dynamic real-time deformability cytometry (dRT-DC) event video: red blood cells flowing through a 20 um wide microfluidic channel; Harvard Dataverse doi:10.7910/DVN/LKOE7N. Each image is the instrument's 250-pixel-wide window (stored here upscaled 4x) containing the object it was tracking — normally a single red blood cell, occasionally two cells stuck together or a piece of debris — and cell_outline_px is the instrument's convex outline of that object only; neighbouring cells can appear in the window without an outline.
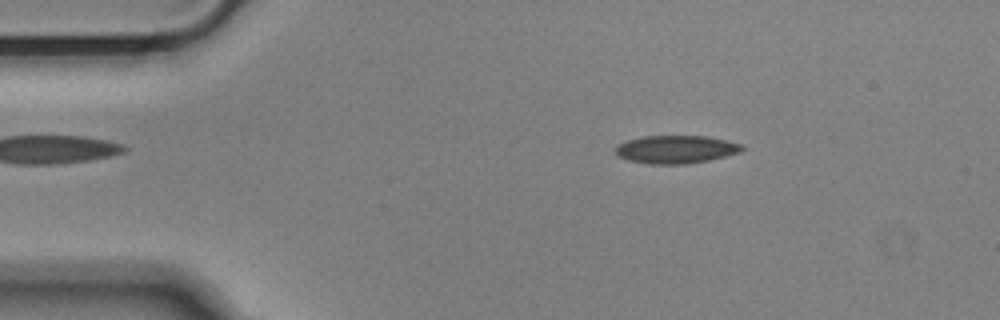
{"species": "Egyptian fruit bat (a non-hibernating species)", "species_latin": "Rousettus aegyptiacus", "temperature_condition": "cold", "stored_images_in_passage": 47, "camera_frame_rate_fps": 3000, "um_per_image_px": 0.085, "animal": {"sex": "male"}, "frame": {"image": 1, "passage_image": 2, "time_ms": 0.333, "image_size_px": [1000, 320], "cell_outline_px": [[744, 148], [740, 152], [708, 160], [688, 164], [648, 164], [628, 160], [616, 156], [616, 148], [620, 144], [628, 140], [644, 136], [704, 136], [744, 144]], "centroid_in_image_um": [57.45, 12.7], "position_along_channel_um": 27.5, "area_um2": 20.52}}
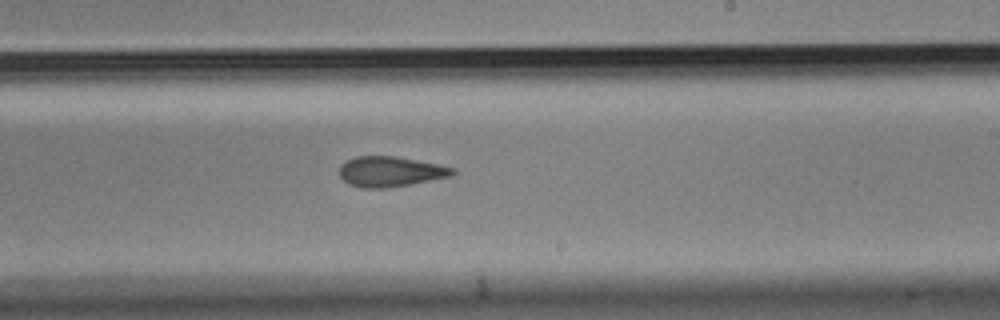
{"frame": {"image": 2, "passage_image": 25, "time_ms": 8.0, "image_size_px": [1000, 320], "cell_outline_px": [[456, 172], [452, 176], [412, 184], [388, 188], [360, 188], [348, 184], [340, 176], [340, 164], [356, 156], [396, 156], [456, 168]], "centroid_in_image_um": [33.18, 14.59], "position_along_channel_um": 255.8, "area_um2": 20.06}}
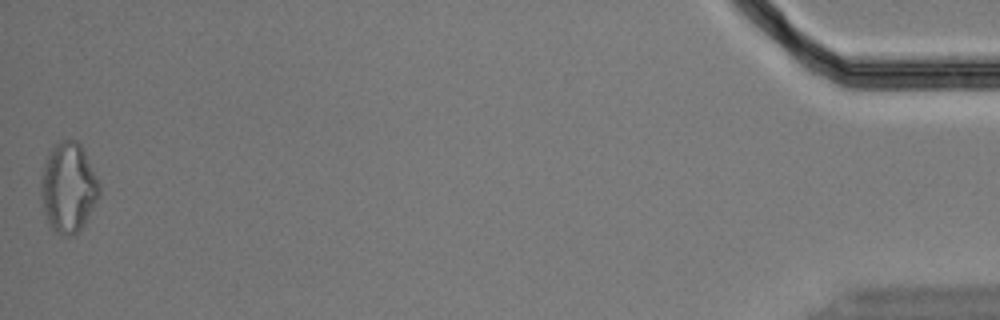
{"frame": {"image": 3, "passage_image": 47, "time_ms": 15.333, "image_size_px": [1000, 320], "cell_outline_px": [[100, 192], [84, 224], [72, 236], [56, 232], [48, 224], [40, 192], [40, 180], [44, 164], [48, 152], [60, 140], [76, 140], [80, 144], [100, 184]], "centroid_in_image_um": [5.78, 15.92], "position_along_channel_um": 429.4, "area_um2": 30.06}, "authors_computed_cell_mechanics": {"area_um2": 20.6924, "velocity_mm_per_s": 3.671, "shape_relaxation_time_tau1_ms": null, "shape_relaxation_time_tau2_ms": 4.0285, "deformation_change_tau1": null, "deformation_change_tau2": 0.113}}